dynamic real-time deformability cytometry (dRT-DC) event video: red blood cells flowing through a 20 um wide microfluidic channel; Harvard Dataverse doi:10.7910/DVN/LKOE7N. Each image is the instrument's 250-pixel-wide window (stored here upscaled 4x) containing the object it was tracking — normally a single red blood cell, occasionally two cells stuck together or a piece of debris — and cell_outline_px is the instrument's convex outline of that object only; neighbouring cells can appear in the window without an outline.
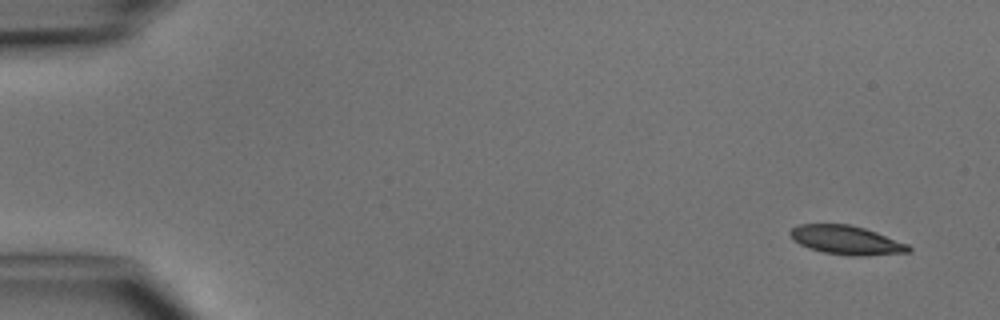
{"species": "common noctule bat (a hibernating species)", "species_latin": "Nyctalus noctula", "temperature_condition": "cold", "stored_images_in_passage": 4, "camera_frame_rate_fps": 3000, "um_per_image_px": 0.085, "animal": {"sex": "male", "body_mass_g": 15.6}, "frame": {"image": 1, "passage_image": 1, "time_ms": 0.0, "image_size_px": [1000, 320], "cell_outline_px": [[912, 252], [864, 256], [852, 256], [824, 252], [808, 248], [792, 240], [788, 232], [792, 228], [800, 224], [848, 224], [864, 228], [876, 232], [908, 244], [912, 248]], "centroid_in_image_um": [71.94, 20.41], "position_along_channel_um": 13.1, "area_um2": 20.0}}